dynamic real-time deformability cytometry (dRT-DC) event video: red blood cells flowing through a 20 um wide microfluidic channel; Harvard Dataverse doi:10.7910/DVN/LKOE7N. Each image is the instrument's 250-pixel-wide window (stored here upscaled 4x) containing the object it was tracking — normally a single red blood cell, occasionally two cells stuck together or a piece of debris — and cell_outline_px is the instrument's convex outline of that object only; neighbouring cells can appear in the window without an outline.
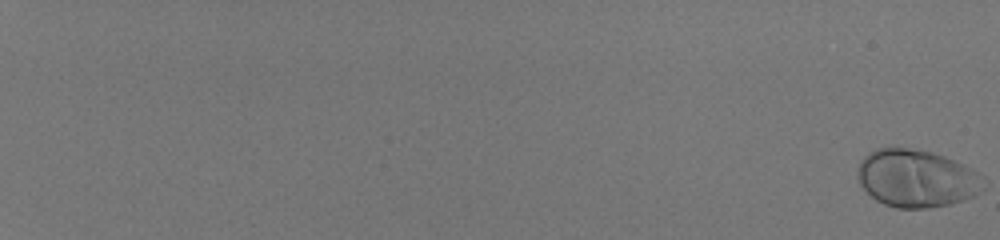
{"species": "human", "species_latin": "Homo sapiens", "temperature_condition": "room temperature", "stored_images_in_passage": 58, "camera_frame_rate_fps": 3000, "um_per_image_px": 0.085, "donor": {"sex": "male"}, "frame": {"image": 1, "passage_image": 1, "time_ms": 0.0, "image_size_px": [1000, 240], "cell_outline_px": [[984, 188], [980, 192], [964, 200], [948, 204], [928, 208], [896, 208], [884, 204], [876, 200], [860, 184], [856, 176], [856, 168], [860, 160], [868, 152], [876, 148], [908, 148], [932, 152], [944, 156], [964, 164], [980, 172], [984, 176]], "centroid_in_image_um": [77.9, 15.15], "position_along_channel_um": 7.1, "area_um2": 42.71}}
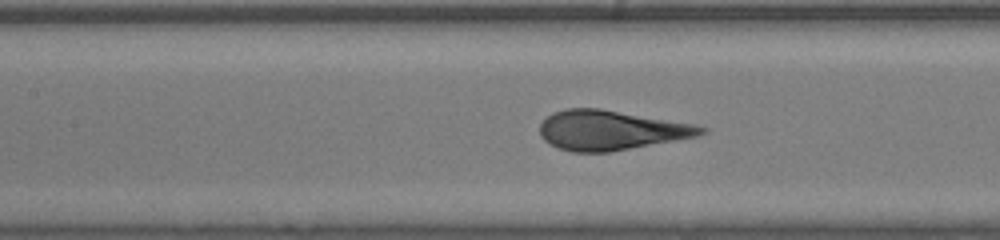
{"frame": {"image": 2, "passage_image": 34, "time_ms": 11.0, "image_size_px": [1000, 240], "cell_outline_px": [[708, 132], [696, 136], [612, 152], [572, 152], [560, 148], [544, 140], [540, 136], [540, 124], [552, 112], [564, 108], [600, 108], [696, 124], [708, 128]], "centroid_in_image_um": [51.93, 11.06], "position_along_channel_um": 155.5, "area_um2": 37.34}}
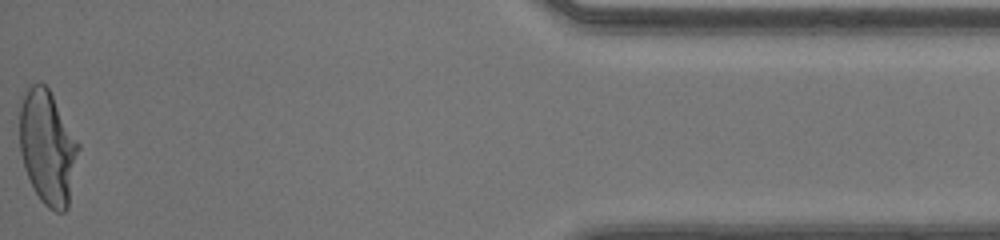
{"frame": {"image": 3, "passage_image": 58, "time_ms": 19.0, "image_size_px": [1000, 240], "cell_outline_px": [[80, 148], [68, 208], [64, 212], [56, 212], [48, 208], [40, 200], [24, 168], [20, 152], [20, 96], [32, 84], [44, 84], [48, 88], [80, 144]], "centroid_in_image_um": [4.05, 12.54], "position_along_channel_um": 431.2, "area_um2": 39.19}, "authors_computed_cell_mechanics": {"area_um2": 38.5237, "velocity_mm_per_s": 4.1397, "shape_relaxation_time_tau1_ms": 4.2695, "shape_relaxation_time_tau2_ms": null, "deformation_change_tau1": 0.2271, "deformation_change_tau2": null}}